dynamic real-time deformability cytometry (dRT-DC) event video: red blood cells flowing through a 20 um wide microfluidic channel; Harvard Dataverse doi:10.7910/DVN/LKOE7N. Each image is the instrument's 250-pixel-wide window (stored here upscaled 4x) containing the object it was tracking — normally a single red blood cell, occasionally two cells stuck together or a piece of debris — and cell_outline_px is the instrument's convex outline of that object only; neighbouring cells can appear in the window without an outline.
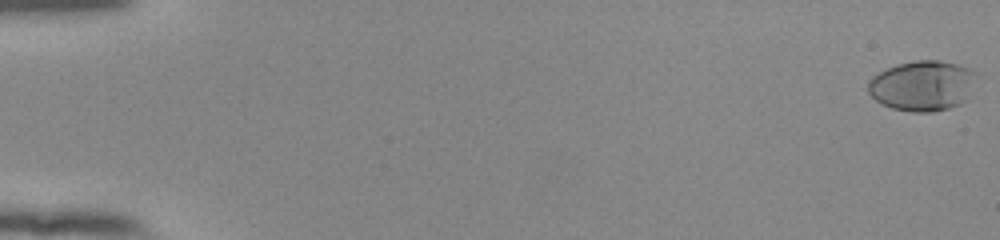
{"species": "human", "species_latin": "Homo sapiens", "temperature_condition": "room temperature", "stored_images_in_passage": 55, "camera_frame_rate_fps": 3000, "um_per_image_px": 0.085, "donor": {"sex": "female"}, "frame": {"image": 1, "passage_image": 1, "time_ms": 0.0, "image_size_px": [1000, 240], "cell_outline_px": [[976, 72], [964, 100], [960, 104], [948, 108], [932, 112], [912, 112], [892, 108], [880, 104], [868, 92], [868, 80], [872, 76], [896, 64], [916, 60], [940, 60], [956, 64], [968, 68]], "centroid_in_image_um": [78.33, 7.28], "position_along_channel_um": 6.7, "area_um2": 31.39}}
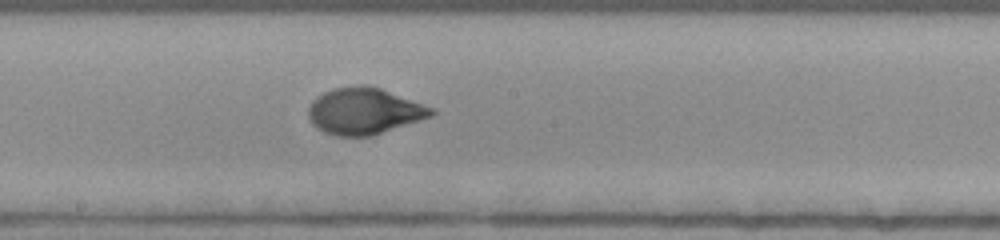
{"frame": {"image": 2, "passage_image": 32, "time_ms": 10.333, "image_size_px": [1000, 240], "cell_outline_px": [[436, 112], [432, 116], [372, 136], [336, 136], [324, 132], [316, 128], [312, 124], [308, 116], [308, 108], [312, 100], [316, 96], [332, 88], [364, 84], [380, 88], [436, 108]], "centroid_in_image_um": [30.95, 9.44], "position_along_channel_um": 217.3, "area_um2": 33.58}}
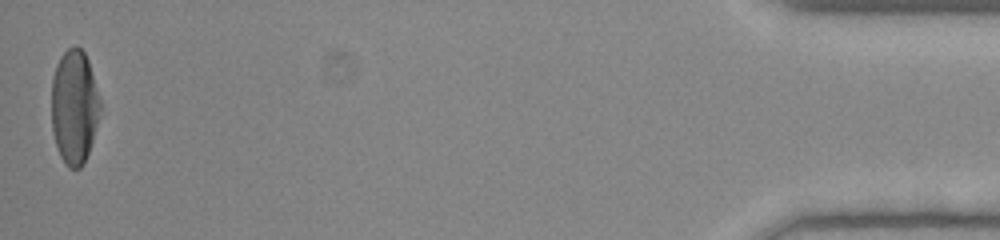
{"frame": {"image": 3, "passage_image": 55, "time_ms": 18.0, "image_size_px": [1000, 240], "cell_outline_px": [[100, 108], [92, 140], [84, 164], [80, 168], [68, 168], [64, 164], [60, 156], [52, 132], [52, 76], [56, 64], [60, 56], [68, 48], [76, 44], [84, 52], [88, 60], [100, 100]], "centroid_in_image_um": [6.29, 9.07], "position_along_channel_um": 428.9, "area_um2": 32.31}, "authors_computed_cell_mechanics": {"area_um2": 32.079, "velocity_mm_per_s": 3.8721, "shape_relaxation_time_tau1_ms": 3.7951, "shape_relaxation_time_tau2_ms": null, "deformation_change_tau1": 0.2036, "deformation_change_tau2": null}}